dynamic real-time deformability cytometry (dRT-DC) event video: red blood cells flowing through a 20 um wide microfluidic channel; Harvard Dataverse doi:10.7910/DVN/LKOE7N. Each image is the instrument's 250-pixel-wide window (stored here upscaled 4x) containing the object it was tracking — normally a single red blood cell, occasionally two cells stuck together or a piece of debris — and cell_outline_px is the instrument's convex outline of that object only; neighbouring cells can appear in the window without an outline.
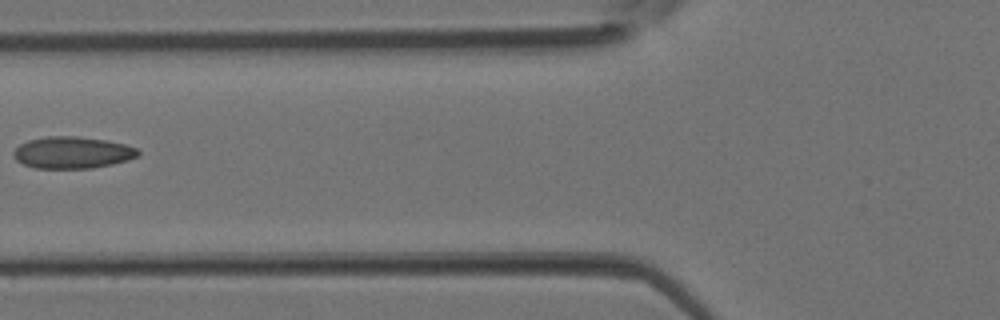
{"species": "Egyptian fruit bat (a non-hibernating species)", "species_latin": "Rousettus aegyptiacus", "temperature_condition": "room temperature", "stored_images_in_passage": 5, "camera_frame_rate_fps": 3000, "um_per_image_px": 0.085, "animal": {"sex": "female"}, "frame": {"image": 1, "passage_image": 5, "time_ms": 1.333, "image_size_px": [1000, 320], "cell_outline_px": [[140, 156], [128, 160], [112, 164], [92, 168], [36, 168], [24, 164], [16, 160], [12, 156], [12, 152], [20, 144], [28, 140], [48, 136], [76, 136], [104, 140], [124, 144], [136, 148], [140, 152]], "centroid_in_image_um": [6.14, 12.97], "position_along_channel_um": 119.7, "area_um2": 23.06}}